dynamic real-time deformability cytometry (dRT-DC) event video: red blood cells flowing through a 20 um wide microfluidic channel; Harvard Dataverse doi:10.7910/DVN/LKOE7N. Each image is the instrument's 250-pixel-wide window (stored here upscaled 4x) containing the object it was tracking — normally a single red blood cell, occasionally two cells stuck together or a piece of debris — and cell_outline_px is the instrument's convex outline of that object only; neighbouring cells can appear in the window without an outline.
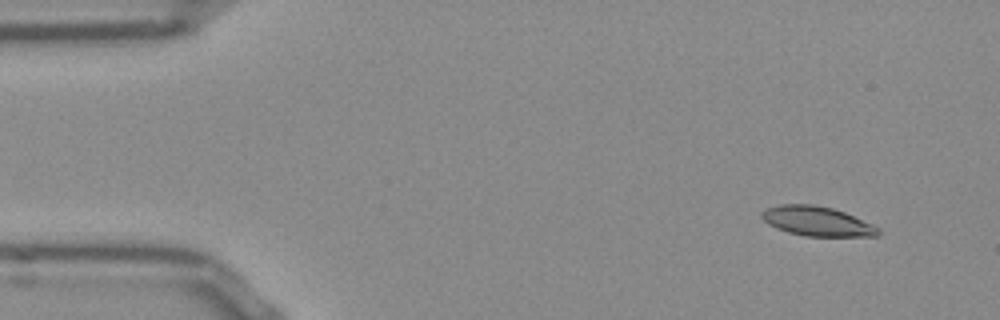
{"species": "Egyptian fruit bat (a non-hibernating species)", "species_latin": "Rousettus aegyptiacus", "temperature_condition": "room temperature", "stored_images_in_passage": 50, "camera_frame_rate_fps": 3000, "um_per_image_px": 0.085, "frame": {"image": 1, "passage_image": 1, "time_ms": 0.0, "image_size_px": [1000, 320], "cell_outline_px": [[880, 236], [804, 236], [788, 232], [776, 228], [768, 224], [760, 216], [760, 212], [768, 208], [780, 204], [812, 204], [832, 208], [844, 212], [872, 224], [880, 228]], "centroid_in_image_um": [69.44, 18.81], "position_along_channel_um": 15.6, "area_um2": 20.06}}
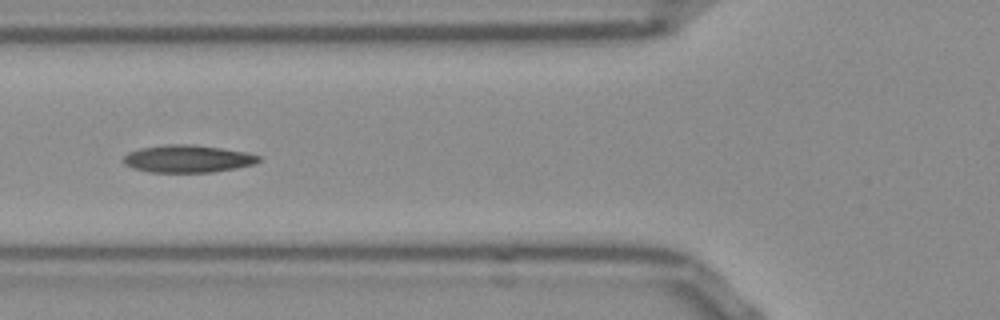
{"frame": {"image": 2, "passage_image": 16, "time_ms": 5.0, "image_size_px": [1000, 320], "cell_outline_px": [[260, 160], [252, 164], [236, 168], [212, 172], [148, 172], [132, 168], [124, 164], [124, 156], [128, 152], [140, 148], [164, 144], [192, 144], [248, 152], [260, 156]], "centroid_in_image_um": [15.92, 13.49], "position_along_channel_um": 109.9, "area_um2": 21.68}}
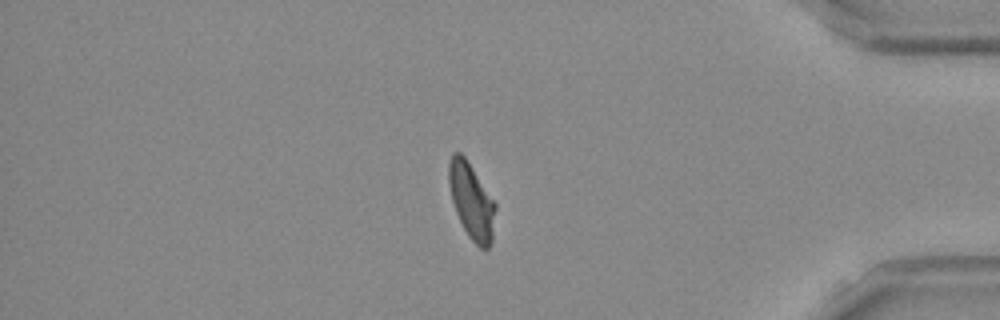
{"frame": {"image": 3, "passage_image": 41, "time_ms": 13.333, "image_size_px": [1000, 320], "cell_outline_px": [[496, 208], [492, 240], [488, 248], [480, 248], [468, 236], [456, 212], [452, 200], [448, 180], [448, 164], [452, 152], [460, 152], [464, 156], [496, 204]], "centroid_in_image_um": [40.07, 17.08], "position_along_channel_um": 395.1, "area_um2": 20.29}, "authors_computed_cell_mechanics": {"area_um2": 20.7213, "velocity_mm_per_s": 3.8311, "shape_relaxation_time_tau1_ms": null, "shape_relaxation_time_tau2_ms": 3.1988, "deformation_change_tau1": null, "deformation_change_tau2": 0.1061}}